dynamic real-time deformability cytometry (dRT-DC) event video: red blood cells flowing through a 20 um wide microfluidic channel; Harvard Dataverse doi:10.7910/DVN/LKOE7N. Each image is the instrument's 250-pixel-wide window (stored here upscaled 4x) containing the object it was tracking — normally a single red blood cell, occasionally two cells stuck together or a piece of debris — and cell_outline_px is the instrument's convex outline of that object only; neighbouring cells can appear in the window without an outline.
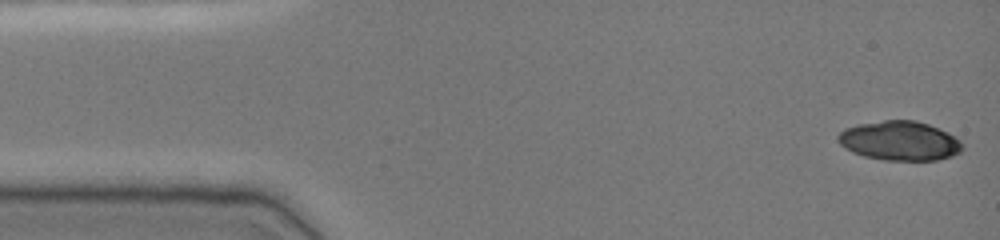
{"species": "common noctule bat (a hibernating species)", "species_latin": "Nyctalus noctula", "temperature_condition": "cold", "stored_images_in_passage": 49, "camera_frame_rate_fps": 3000, "um_per_image_px": 0.085, "animal": {"sex": "female", "body_mass_g": 19.0, "forearm_length_mm": 51.5}, "frame": {"image": 1, "passage_image": 1, "time_ms": 0.0, "image_size_px": [1000, 240], "cell_outline_px": [[964, 148], [960, 152], [952, 156], [936, 160], [884, 160], [864, 156], [852, 152], [844, 148], [836, 140], [836, 136], [844, 128], [856, 124], [884, 120], [916, 120], [928, 124], [948, 132], [956, 136], [960, 140]], "centroid_in_image_um": [76.46, 11.96], "position_along_channel_um": 8.5, "area_um2": 28.84}}
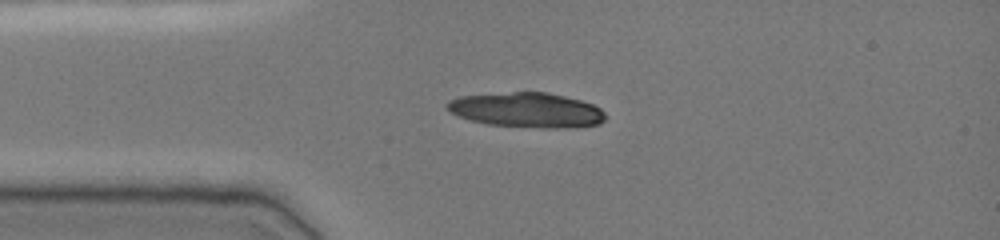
{"frame": {"image": 2, "passage_image": 11, "time_ms": 3.333, "image_size_px": [1000, 240], "cell_outline_px": [[604, 120], [600, 124], [568, 128], [540, 128], [488, 124], [456, 116], [444, 108], [444, 104], [448, 100], [460, 96], [512, 92], [548, 92], [580, 100], [592, 104], [600, 108], [604, 112]], "centroid_in_image_um": [44.73, 9.35], "position_along_channel_um": 40.3, "area_um2": 32.31}}